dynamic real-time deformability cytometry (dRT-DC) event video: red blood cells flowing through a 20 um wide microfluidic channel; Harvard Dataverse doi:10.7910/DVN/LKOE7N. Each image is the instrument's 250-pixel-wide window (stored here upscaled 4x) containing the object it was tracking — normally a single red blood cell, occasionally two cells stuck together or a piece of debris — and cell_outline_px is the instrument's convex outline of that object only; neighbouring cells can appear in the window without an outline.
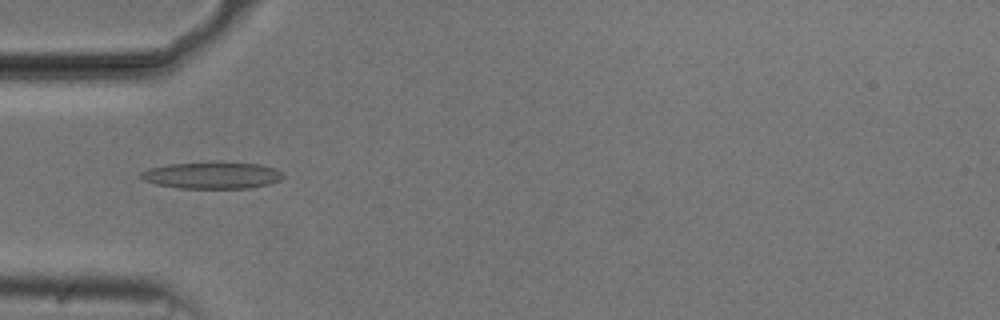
{"species": "common noctule bat (a hibernating species)", "species_latin": "Nyctalus noctula", "temperature_condition": "cold", "stored_images_in_passage": 54, "camera_frame_rate_fps": 3000, "um_per_image_px": 0.085, "animal": {"sex": "male", "body_mass_g": 20.5, "forearm_length_mm": 52.5}, "frame": {"image": 1, "passage_image": 17, "time_ms": 5.333, "image_size_px": [1000, 320], "cell_outline_px": [[284, 176], [280, 180], [268, 184], [248, 188], [180, 188], [156, 184], [144, 180], [140, 176], [140, 172], [148, 168], [168, 164], [260, 164], [276, 168]], "centroid_in_image_um": [18.01, 14.93], "position_along_channel_um": 67.0, "area_um2": 21.39}}
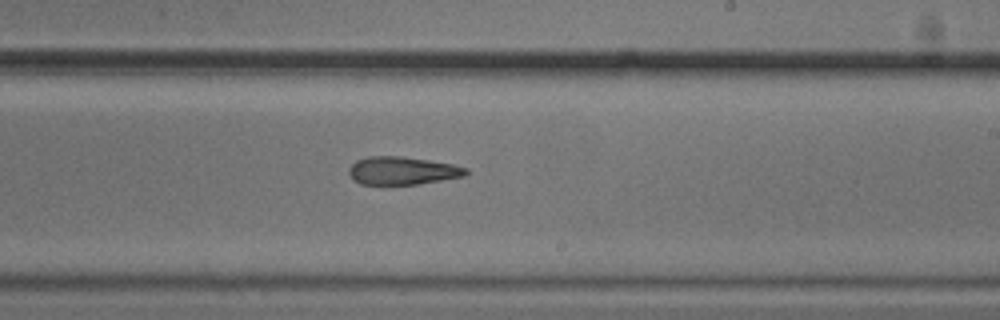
{"frame": {"image": 2, "passage_image": 32, "time_ms": 10.333, "image_size_px": [1000, 320], "cell_outline_px": [[468, 172], [464, 176], [416, 184], [360, 184], [348, 172], [348, 168], [356, 160], [368, 156], [400, 156], [428, 160], [452, 164], [468, 168]], "centroid_in_image_um": [34.19, 14.49], "position_along_channel_um": 254.8, "area_um2": 18.84}}
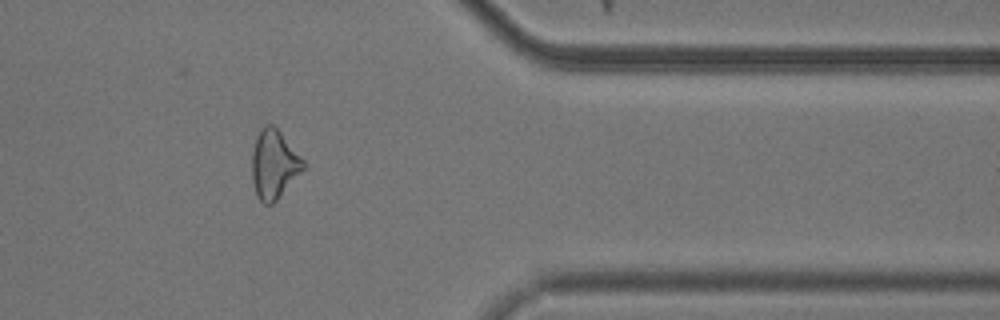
{"frame": {"image": 3, "passage_image": 44, "time_ms": 14.333, "image_size_px": [1000, 320], "cell_outline_px": [[304, 168], [276, 200], [272, 204], [264, 204], [256, 196], [252, 180], [252, 152], [256, 136], [260, 128], [264, 124], [272, 124], [280, 132], [304, 160]], "centroid_in_image_um": [23.25, 13.95], "position_along_channel_um": 388.2, "area_um2": 20.35}, "authors_computed_cell_mechanics": {"area_um2": 20.808, "velocity_mm_per_s": 3.7487, "shape_relaxation_time_tau1_ms": 5.1619, "shape_relaxation_time_tau2_ms": 3.8774, "deformation_change_tau1": 0.1385, "deformation_change_tau2": 0.1367}}